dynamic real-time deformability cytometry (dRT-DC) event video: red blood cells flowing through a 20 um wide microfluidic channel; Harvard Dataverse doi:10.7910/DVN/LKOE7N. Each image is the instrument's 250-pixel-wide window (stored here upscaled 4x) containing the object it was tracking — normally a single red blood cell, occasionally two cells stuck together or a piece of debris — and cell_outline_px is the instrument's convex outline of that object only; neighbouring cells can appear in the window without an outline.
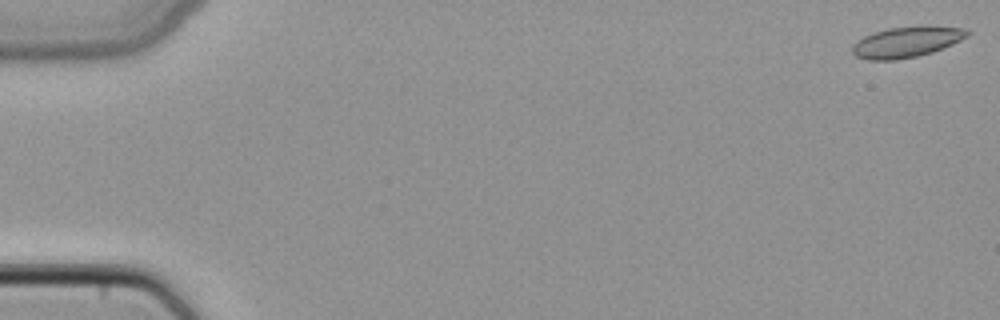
{"species": "common noctule bat (a hibernating species)", "species_latin": "Nyctalus noctula", "temperature_condition": "cold", "stored_images_in_passage": 49, "camera_frame_rate_fps": 3000, "um_per_image_px": 0.085, "animal": {"sex": "female", "body_mass_g": 22.7, "forearm_length_mm": 54.2}, "frame": {"image": 1, "passage_image": 1, "time_ms": 0.0, "image_size_px": [1000, 320], "cell_outline_px": [[972, 32], [968, 36], [952, 44], [932, 52], [916, 56], [896, 60], [868, 60], [856, 56], [852, 52], [852, 44], [856, 40], [864, 36], [888, 28], [920, 24], [924, 24], [968, 28]], "centroid_in_image_um": [77.1, 3.53], "position_along_channel_um": 7.9, "area_um2": 21.1}}
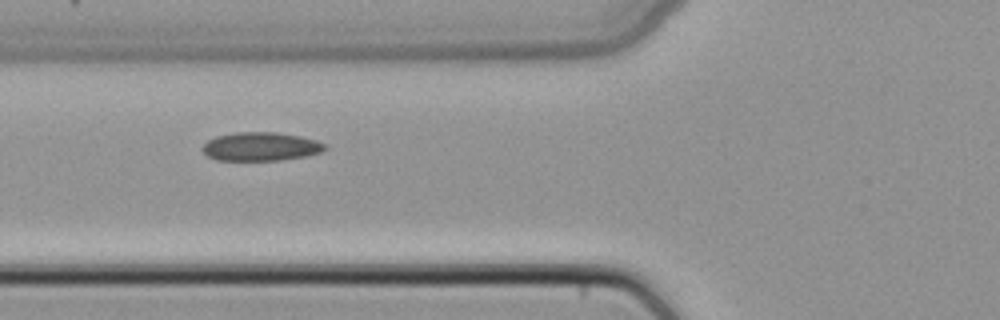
{"frame": {"image": 2, "passage_image": 19, "time_ms": 6.0, "image_size_px": [1000, 320], "cell_outline_px": [[328, 148], [320, 152], [308, 156], [280, 160], [216, 160], [208, 156], [200, 148], [208, 140], [216, 136], [236, 132], [276, 132], [300, 136], [316, 140], [328, 144]], "centroid_in_image_um": [22.19, 12.45], "position_along_channel_um": 103.6, "area_um2": 20.58}}
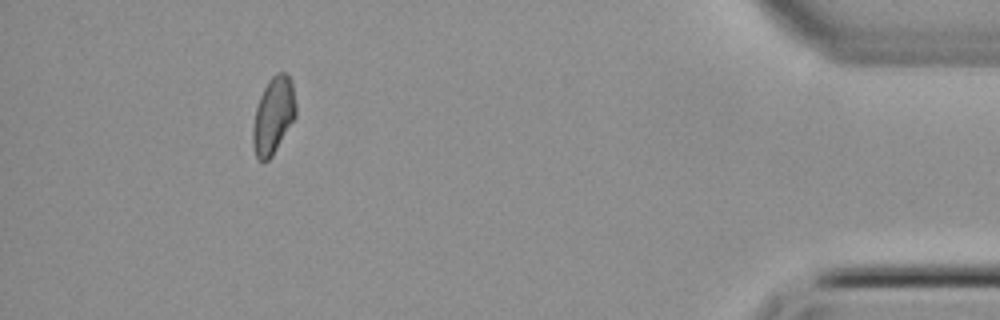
{"frame": {"image": 3, "passage_image": 45, "time_ms": 14.667, "image_size_px": [1000, 320], "cell_outline_px": [[296, 116], [272, 156], [268, 160], [260, 160], [256, 156], [252, 144], [252, 128], [256, 108], [260, 96], [268, 80], [276, 72], [284, 72], [292, 80], [296, 104]], "centroid_in_image_um": [23.24, 9.8], "position_along_channel_um": 412.0, "area_um2": 19.25}}